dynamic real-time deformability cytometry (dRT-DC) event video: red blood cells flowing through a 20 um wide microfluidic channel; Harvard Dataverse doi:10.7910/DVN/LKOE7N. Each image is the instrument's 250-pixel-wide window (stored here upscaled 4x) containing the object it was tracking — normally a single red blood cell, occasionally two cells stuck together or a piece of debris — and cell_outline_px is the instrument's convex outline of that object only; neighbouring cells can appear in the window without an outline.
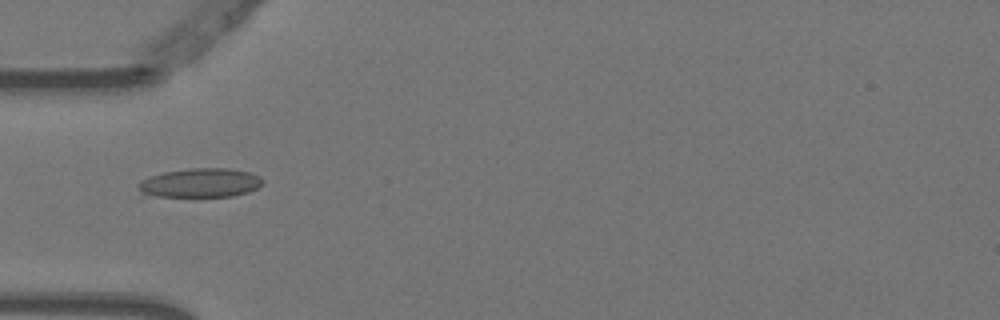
{"species": "Egyptian fruit bat (a non-hibernating species)", "species_latin": "Rousettus aegyptiacus", "temperature_condition": "warm", "stored_images_in_passage": 7, "camera_frame_rate_fps": 3000, "um_per_image_px": 0.085, "animal": {"sex": "female"}, "frame": {"image": 1, "passage_image": 5, "time_ms": 1.333, "image_size_px": [1000, 320], "cell_outline_px": [[264, 184], [248, 192], [232, 196], [156, 196], [140, 192], [136, 184], [140, 180], [148, 176], [164, 172], [192, 168], [228, 168], [248, 172], [260, 176], [264, 180]], "centroid_in_image_um": [17.02, 15.53], "position_along_channel_um": 68.0, "area_um2": 21.1}}
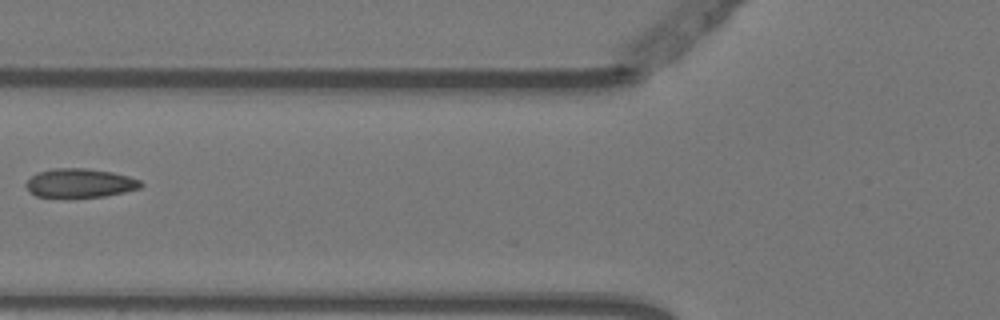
{"frame": {"image": 2, "passage_image": 6, "time_ms": 1.667, "image_size_px": [1000, 320], "cell_outline_px": [[144, 184], [140, 188], [124, 192], [104, 196], [36, 196], [24, 184], [32, 176], [40, 172], [52, 168], [88, 168], [112, 172], [128, 176], [140, 180]], "centroid_in_image_um": [6.83, 15.54], "position_along_channel_um": 119.0, "area_um2": 18.96}}
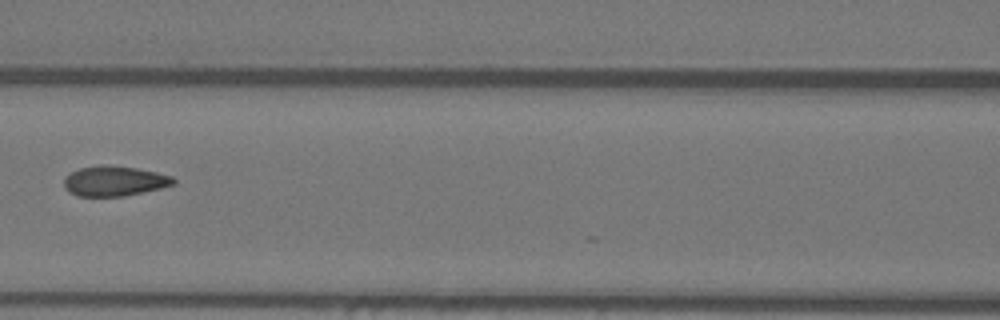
{"frame": {"image": 3, "passage_image": 7, "time_ms": 2.0, "image_size_px": [1000, 320], "cell_outline_px": [[176, 184], [160, 188], [124, 196], [76, 196], [68, 192], [64, 188], [64, 180], [72, 172], [80, 168], [136, 168], [156, 172], [172, 176], [176, 180]], "centroid_in_image_um": [9.76, 15.44], "position_along_channel_um": 156.8, "area_um2": 18.32}}